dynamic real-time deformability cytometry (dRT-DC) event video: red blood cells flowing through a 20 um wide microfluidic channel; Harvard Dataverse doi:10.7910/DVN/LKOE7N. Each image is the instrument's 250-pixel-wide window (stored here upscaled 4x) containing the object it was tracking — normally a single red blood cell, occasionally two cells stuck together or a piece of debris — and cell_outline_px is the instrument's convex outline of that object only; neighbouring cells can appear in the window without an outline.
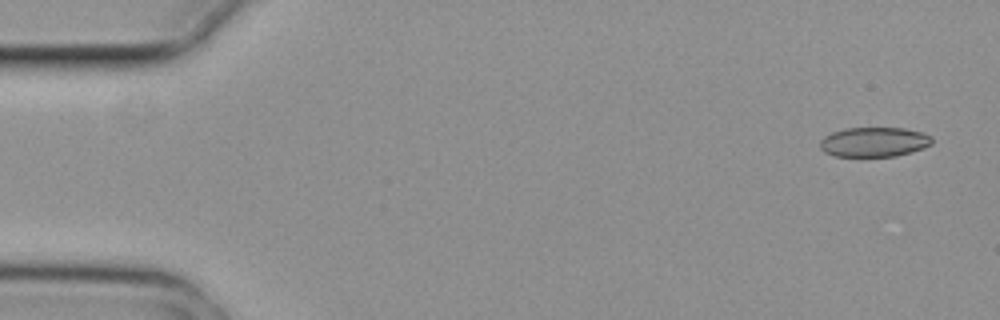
{"species": "common noctule bat (a hibernating species)", "species_latin": "Nyctalus noctula", "temperature_condition": "cold", "stored_images_in_passage": 4, "camera_frame_rate_fps": 3000, "um_per_image_px": 0.085, "animal": {"sex": "female", "body_mass_g": 29.2, "forearm_length_mm": 56.3}, "frame": {"image": 1, "passage_image": 1, "time_ms": 0.0, "image_size_px": [1000, 320], "cell_outline_px": [[932, 144], [924, 148], [912, 152], [896, 156], [836, 156], [824, 152], [820, 148], [820, 140], [824, 136], [832, 132], [844, 128], [904, 128], [924, 132], [932, 136]], "centroid_in_image_um": [74.32, 12.06], "position_along_channel_um": 10.7, "area_um2": 19.54}}